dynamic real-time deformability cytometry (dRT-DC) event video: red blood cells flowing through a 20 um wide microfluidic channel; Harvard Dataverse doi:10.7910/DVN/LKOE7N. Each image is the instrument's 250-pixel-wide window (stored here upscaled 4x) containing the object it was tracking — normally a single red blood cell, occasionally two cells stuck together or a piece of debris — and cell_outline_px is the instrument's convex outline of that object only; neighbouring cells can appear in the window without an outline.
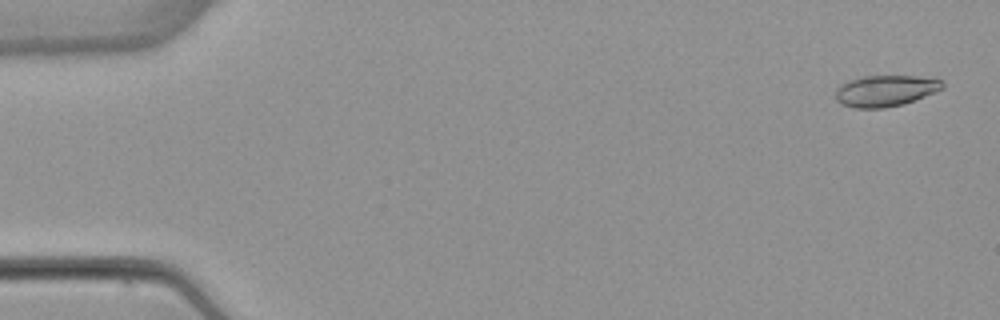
{"species": "common noctule bat (a hibernating species)", "species_latin": "Nyctalus noctula", "temperature_condition": "warm", "stored_images_in_passage": 10, "camera_frame_rate_fps": 3000, "um_per_image_px": 0.085, "animal": {"sex": "female", "body_mass_g": 22.7, "forearm_length_mm": 54.2}, "frame": {"image": 1, "passage_image": 2, "time_ms": 0.333, "image_size_px": [1000, 320], "cell_outline_px": [[944, 88], [936, 92], [904, 104], [884, 108], [852, 108], [840, 104], [836, 100], [836, 88], [840, 84], [848, 80], [864, 76], [916, 76], [944, 80]], "centroid_in_image_um": [75.25, 7.72], "position_along_channel_um": 9.7, "area_um2": 19.71}}